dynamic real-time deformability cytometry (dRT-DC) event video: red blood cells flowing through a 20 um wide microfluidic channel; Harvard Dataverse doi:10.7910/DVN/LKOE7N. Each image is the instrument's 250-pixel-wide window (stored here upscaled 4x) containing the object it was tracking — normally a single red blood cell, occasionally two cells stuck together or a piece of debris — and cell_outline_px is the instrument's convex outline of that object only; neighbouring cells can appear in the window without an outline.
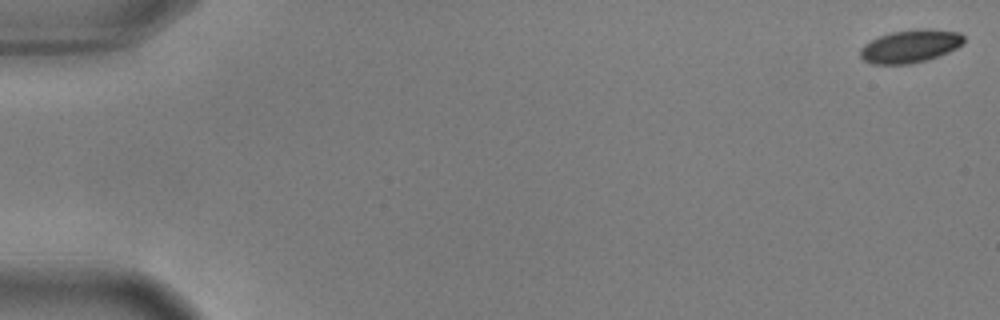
{"species": "common noctule bat (a hibernating species)", "species_latin": "Nyctalus noctula", "temperature_condition": "warm", "stored_images_in_passage": 49, "camera_frame_rate_fps": 3000, "um_per_image_px": 0.085, "animal": {"sex": "male", "body_mass_g": 17.9, "forearm_length_mm": 54.2}, "frame": {"image": 1, "passage_image": 1, "time_ms": 0.0, "image_size_px": [1000, 320], "cell_outline_px": [[964, 44], [940, 56], [908, 64], [872, 64], [864, 60], [860, 56], [860, 48], [864, 44], [880, 36], [892, 32], [920, 28], [932, 28], [960, 32], [964, 36]], "centroid_in_image_um": [77.41, 3.91], "position_along_channel_um": 7.6, "area_um2": 20.0}}
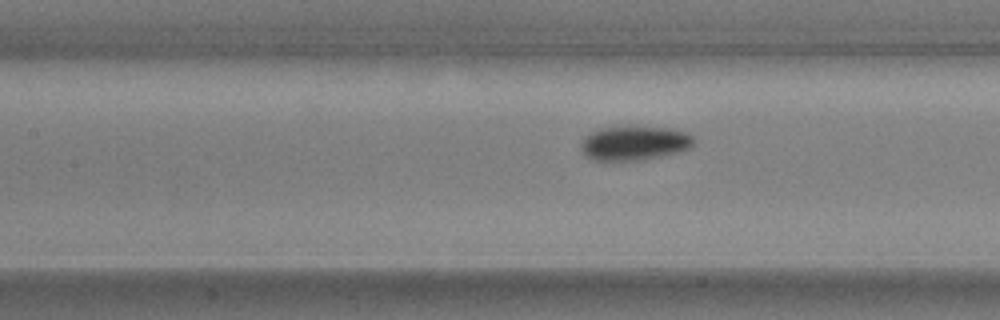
{"frame": {"image": 2, "passage_image": 26, "time_ms": 8.333, "image_size_px": [1000, 320], "cell_outline_px": [[692, 148], [680, 152], [644, 160], [608, 164], [604, 164], [588, 160], [580, 152], [580, 144], [584, 136], [600, 128], [628, 124], [672, 128], [684, 132], [692, 136]], "centroid_in_image_um": [53.8, 12.2], "position_along_channel_um": 153.6, "area_um2": 24.33}}
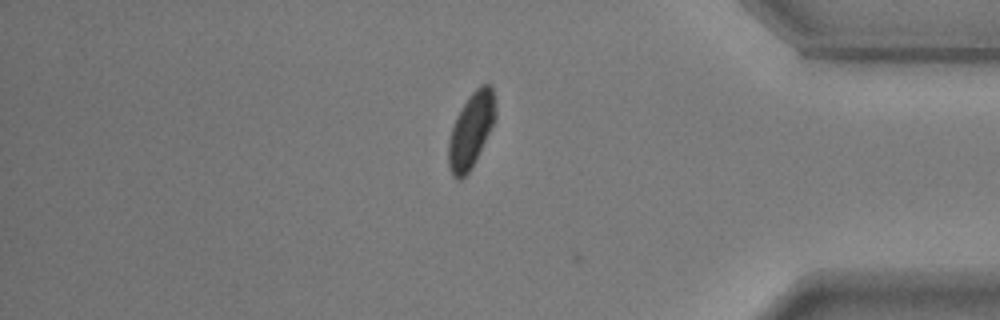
{"frame": {"image": 3, "passage_image": 48, "time_ms": 15.667, "image_size_px": [1000, 320], "cell_outline_px": [[496, 116], [472, 168], [460, 180], [456, 180], [452, 176], [448, 168], [448, 140], [456, 116], [472, 92], [480, 84], [488, 84], [492, 88], [496, 112]], "centroid_in_image_um": [40.01, 11.11], "position_along_channel_um": 395.2, "area_um2": 20.29}, "authors_computed_cell_mechanics": {"area_um2": 21.7328, "velocity_mm_per_s": 3.6311, "shape_relaxation_time_tau1_ms": 2.551, "shape_relaxation_time_tau2_ms": null, "deformation_change_tau1": 0.1008, "deformation_change_tau2": null}}